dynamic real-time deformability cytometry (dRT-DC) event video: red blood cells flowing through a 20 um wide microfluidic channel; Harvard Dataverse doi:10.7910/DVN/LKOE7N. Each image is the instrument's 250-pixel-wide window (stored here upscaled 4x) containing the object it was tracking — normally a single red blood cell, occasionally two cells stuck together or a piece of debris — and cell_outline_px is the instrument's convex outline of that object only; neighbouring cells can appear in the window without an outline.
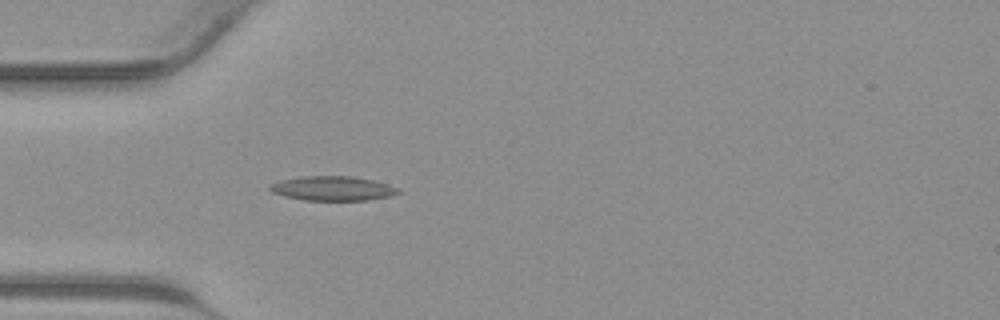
{"species": "common noctule bat (a hibernating species)", "species_latin": "Nyctalus noctula", "temperature_condition": "warm", "stored_images_in_passage": 31, "camera_frame_rate_fps": 3000, "um_per_image_px": 0.085, "animal": {"sex": "male", "body_mass_g": 23.1, "forearm_length_mm": 52.7}, "frame": {"image": 1, "passage_image": 5, "time_ms": 1.333, "image_size_px": [1000, 320], "cell_outline_px": [[400, 192], [388, 196], [368, 200], [304, 200], [284, 196], [272, 192], [268, 188], [268, 184], [280, 180], [304, 176], [348, 176], [372, 180], [388, 184], [400, 188]], "centroid_in_image_um": [28.24, 16.01], "position_along_channel_um": 56.8, "area_um2": 18.21}}
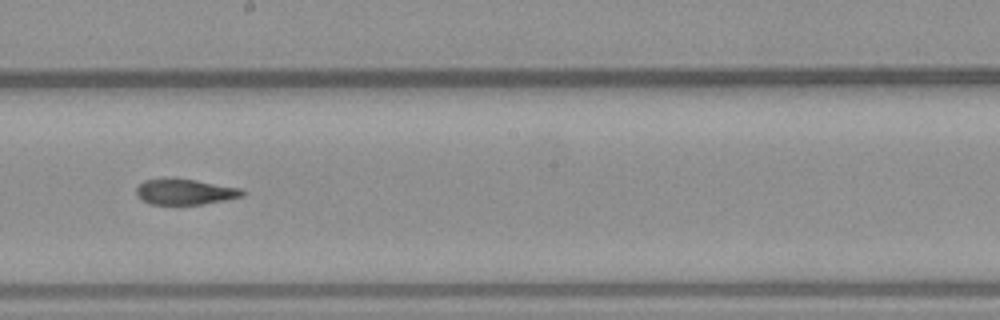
{"frame": {"image": 2, "passage_image": 16, "time_ms": 5.0, "image_size_px": [1000, 320], "cell_outline_px": [[244, 196], [224, 200], [200, 204], [152, 204], [144, 200], [136, 192], [136, 188], [144, 180], [164, 176], [168, 176], [196, 180], [240, 188], [244, 192]], "centroid_in_image_um": [15.7, 16.26], "position_along_channel_um": 232.5, "area_um2": 15.95}}
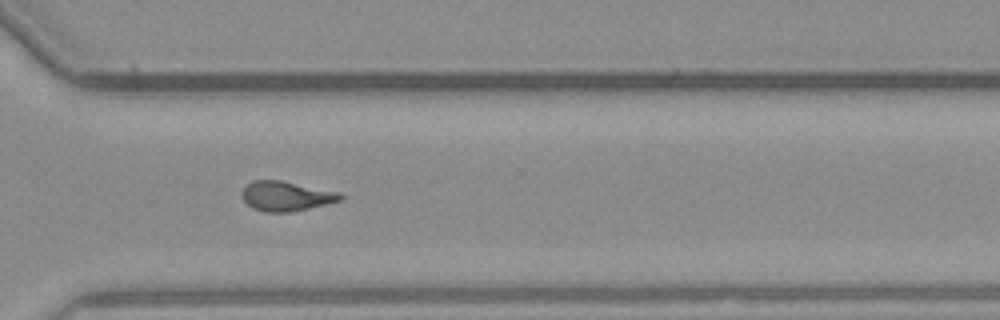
{"frame": {"image": 3, "passage_image": 23, "time_ms": 7.333, "image_size_px": [1000, 320], "cell_outline_px": [[344, 196], [340, 200], [308, 208], [288, 212], [264, 212], [252, 208], [240, 196], [240, 192], [252, 180], [280, 180], [336, 192]], "centroid_in_image_um": [24.23, 16.67], "position_along_channel_um": 346.4, "area_um2": 16.7}}